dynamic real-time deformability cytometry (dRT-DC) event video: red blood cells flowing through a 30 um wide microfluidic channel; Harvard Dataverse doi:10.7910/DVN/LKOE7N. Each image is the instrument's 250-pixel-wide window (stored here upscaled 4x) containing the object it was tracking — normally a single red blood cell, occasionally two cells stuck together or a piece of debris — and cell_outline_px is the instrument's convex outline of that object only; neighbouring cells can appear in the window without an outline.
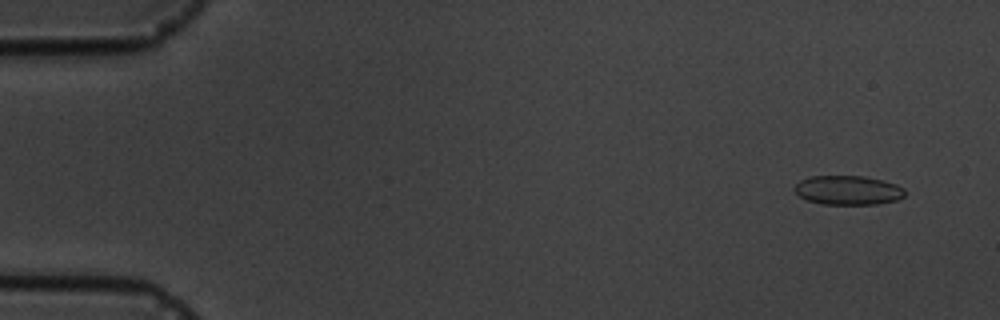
{"species": "common noctule bat (a hibernating species)", "species_latin": "Nyctalus noctula", "temperature_condition": "cold", "stored_images_in_passage": 5, "camera_frame_rate_fps": 3000, "um_per_image_px": 0.085, "animal": {"sex": "male", "body_mass_g": 19.5, "forearm_length_mm": 54.6}, "frame": {"image": 1, "passage_image": 1, "time_ms": 0.0, "image_size_px": [1000, 320], "cell_outline_px": [[904, 196], [896, 200], [876, 204], [820, 204], [804, 200], [792, 188], [800, 180], [812, 176], [864, 176], [884, 180], [896, 184], [904, 188]], "centroid_in_image_um": [72.05, 16.17], "position_along_channel_um": 12.9, "area_um2": 18.9}}
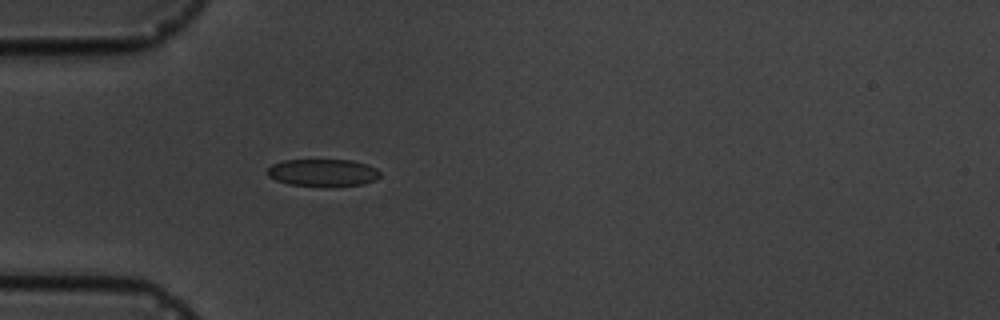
{"frame": {"image": 2, "passage_image": 5, "time_ms": 4.333, "image_size_px": [1000, 320], "cell_outline_px": [[380, 176], [376, 180], [364, 184], [332, 188], [288, 184], [276, 180], [268, 176], [268, 168], [272, 164], [284, 160], [352, 160], [368, 164], [376, 168], [380, 172]], "centroid_in_image_um": [27.49, 14.7], "position_along_channel_um": 57.5, "area_um2": 18.44}}